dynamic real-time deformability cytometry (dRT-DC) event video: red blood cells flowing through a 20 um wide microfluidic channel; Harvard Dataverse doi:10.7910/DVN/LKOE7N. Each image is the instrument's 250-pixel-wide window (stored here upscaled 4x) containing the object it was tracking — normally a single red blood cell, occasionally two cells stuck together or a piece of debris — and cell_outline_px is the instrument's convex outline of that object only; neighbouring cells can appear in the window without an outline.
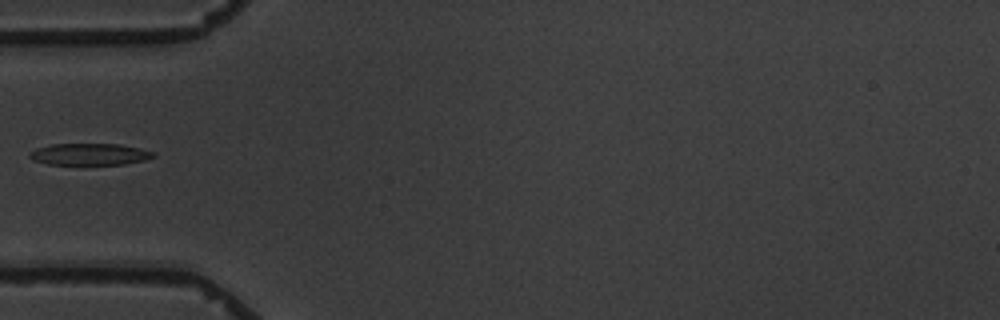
{"species": "common noctule bat (a hibernating species)", "species_latin": "Nyctalus noctula", "temperature_condition": "warm", "stored_images_in_passage": 2, "camera_frame_rate_fps": 3000, "um_per_image_px": 0.085, "animal": {"sex": "male", "body_mass_g": 19.5, "forearm_length_mm": 54.6}, "frame": {"image": 1, "passage_image": 2, "time_ms": 1.0, "image_size_px": [1000, 320], "cell_outline_px": [[156, 156], [144, 160], [124, 164], [48, 164], [32, 160], [28, 156], [36, 148], [52, 144], [120, 144], [140, 148], [156, 152]], "centroid_in_image_um": [7.65, 13.1], "position_along_channel_um": 77.4, "area_um2": 15.61}}